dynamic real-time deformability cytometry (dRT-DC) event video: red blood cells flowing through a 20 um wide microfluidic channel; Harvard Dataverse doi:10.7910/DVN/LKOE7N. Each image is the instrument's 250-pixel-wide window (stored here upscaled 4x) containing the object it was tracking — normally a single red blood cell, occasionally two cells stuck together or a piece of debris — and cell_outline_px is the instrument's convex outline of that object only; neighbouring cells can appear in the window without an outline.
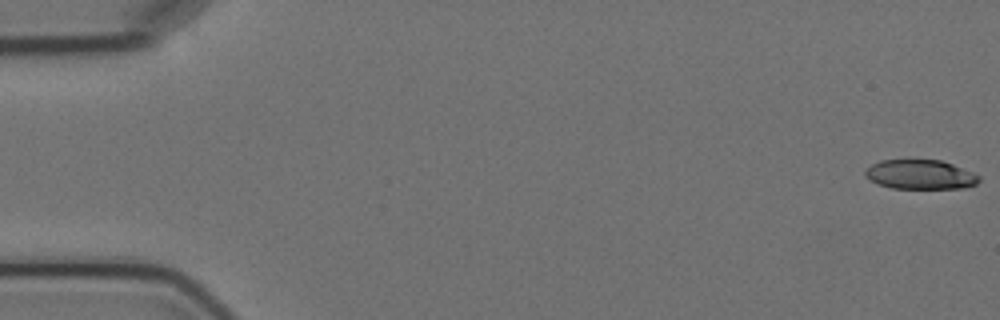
{"species": "Egyptian fruit bat (a non-hibernating species)", "species_latin": "Rousettus aegyptiacus", "temperature_condition": "cold", "stored_images_in_passage": 5, "camera_frame_rate_fps": 3000, "um_per_image_px": 0.085, "animal": {"sex": "female"}, "frame": {"image": 1, "passage_image": 1, "time_ms": 0.0, "image_size_px": [1000, 320], "cell_outline_px": [[980, 180], [976, 184], [964, 188], [892, 188], [868, 180], [864, 176], [864, 168], [880, 160], [940, 160], [952, 164], [972, 172], [980, 176]], "centroid_in_image_um": [78.19, 14.83], "position_along_channel_um": 6.8, "area_um2": 19.54}}